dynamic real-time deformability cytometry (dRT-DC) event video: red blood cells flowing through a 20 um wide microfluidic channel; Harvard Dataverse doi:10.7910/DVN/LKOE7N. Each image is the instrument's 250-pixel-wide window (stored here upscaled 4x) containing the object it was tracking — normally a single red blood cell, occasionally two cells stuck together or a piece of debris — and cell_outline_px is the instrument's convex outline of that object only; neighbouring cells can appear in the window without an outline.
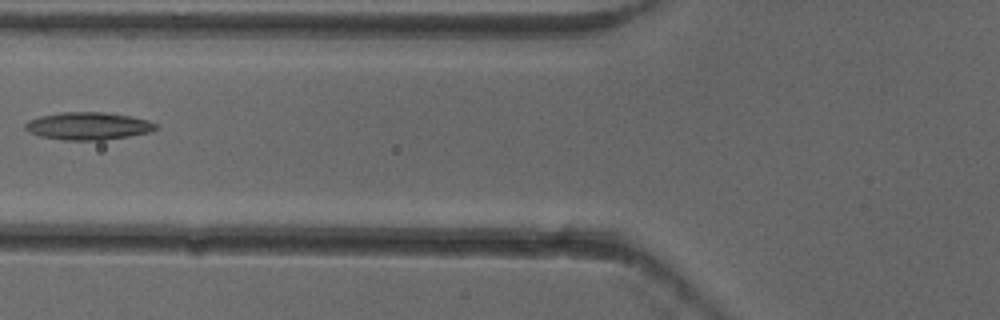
{"species": "common noctule bat (a hibernating species)", "species_latin": "Nyctalus noctula", "temperature_condition": "cold", "stored_images_in_passage": 5, "camera_frame_rate_fps": 3000, "um_per_image_px": 0.085, "animal": {"sex": "female"}, "frame": {"image": 1, "passage_image": 4, "time_ms": 1.0, "image_size_px": [1000, 320], "cell_outline_px": [[156, 128], [152, 132], [104, 140], [64, 140], [40, 136], [28, 132], [24, 128], [24, 124], [28, 120], [40, 116], [64, 112], [104, 112], [128, 116], [148, 120], [156, 124]], "centroid_in_image_um": [7.46, 10.71], "position_along_channel_um": 118.3, "area_um2": 20.92}}
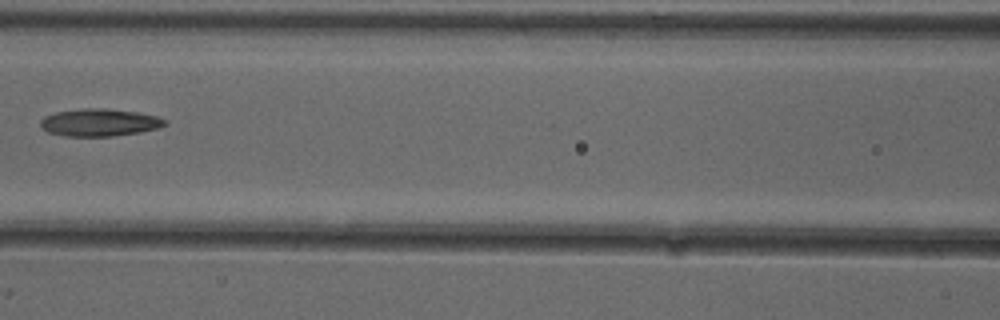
{"frame": {"image": 2, "passage_image": 5, "time_ms": 1.333, "image_size_px": [1000, 320], "cell_outline_px": [[168, 124], [160, 128], [140, 132], [112, 136], [64, 136], [48, 132], [40, 128], [40, 120], [44, 116], [56, 112], [80, 108], [104, 108], [140, 112], [156, 116], [168, 120]], "centroid_in_image_um": [8.47, 10.4], "position_along_channel_um": 158.1, "area_um2": 20.23}}